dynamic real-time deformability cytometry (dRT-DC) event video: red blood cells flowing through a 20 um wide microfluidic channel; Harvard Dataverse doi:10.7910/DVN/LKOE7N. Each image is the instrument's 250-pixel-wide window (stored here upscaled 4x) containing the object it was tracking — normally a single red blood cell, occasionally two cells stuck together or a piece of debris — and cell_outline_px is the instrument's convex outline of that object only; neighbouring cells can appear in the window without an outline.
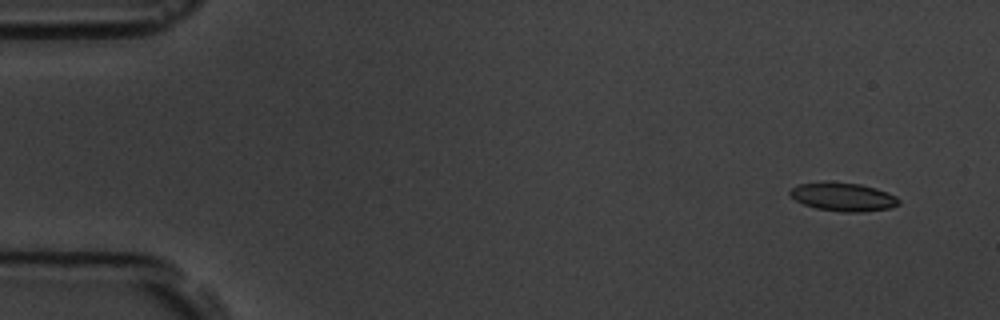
{"species": "common noctule bat (a hibernating species)", "species_latin": "Nyctalus noctula", "temperature_condition": "room temperature", "stored_images_in_passage": 6, "camera_frame_rate_fps": 3000, "um_per_image_px": 0.085, "animal": {"sex": "male", "body_mass_g": 19.5, "forearm_length_mm": 54.6}, "frame": {"image": 1, "passage_image": 2, "time_ms": 1.0, "image_size_px": [1000, 320], "cell_outline_px": [[900, 204], [888, 208], [860, 212], [840, 212], [816, 208], [804, 204], [796, 200], [788, 192], [792, 188], [800, 184], [824, 180], [860, 184], [876, 188], [888, 192], [896, 196], [900, 200]], "centroid_in_image_um": [71.66, 16.71], "position_along_channel_um": 13.3, "area_um2": 18.21}}
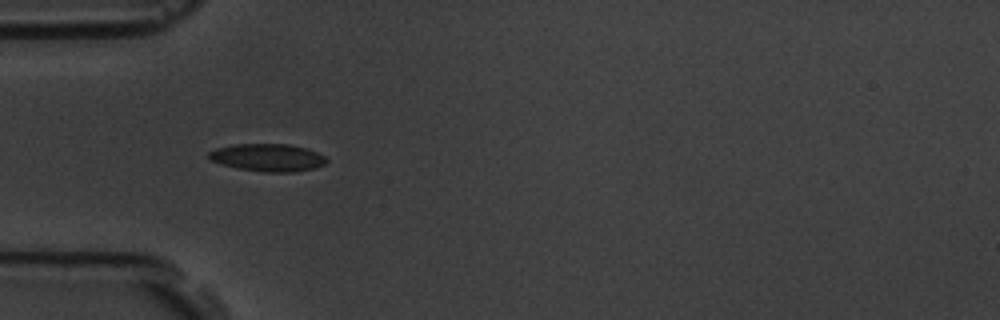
{"frame": {"image": 2, "passage_image": 5, "time_ms": 5.667, "image_size_px": [1000, 320], "cell_outline_px": [[328, 160], [324, 164], [316, 168], [292, 172], [264, 172], [236, 168], [220, 164], [212, 160], [208, 156], [208, 152], [216, 148], [232, 144], [288, 144], [308, 148], [324, 156]], "centroid_in_image_um": [22.75, 13.39], "position_along_channel_um": 62.2, "area_um2": 19.02}}
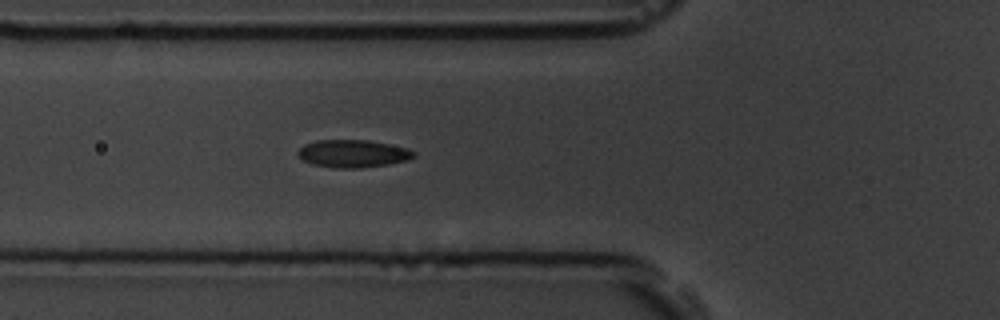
{"frame": {"image": 3, "passage_image": 6, "time_ms": 6.667, "image_size_px": [1000, 320], "cell_outline_px": [[416, 156], [408, 160], [388, 164], [360, 168], [332, 168], [312, 164], [304, 160], [296, 152], [304, 144], [316, 140], [368, 140], [408, 148], [416, 152]], "centroid_in_image_um": [30.01, 13.06], "position_along_channel_um": 95.8, "area_um2": 18.73}}